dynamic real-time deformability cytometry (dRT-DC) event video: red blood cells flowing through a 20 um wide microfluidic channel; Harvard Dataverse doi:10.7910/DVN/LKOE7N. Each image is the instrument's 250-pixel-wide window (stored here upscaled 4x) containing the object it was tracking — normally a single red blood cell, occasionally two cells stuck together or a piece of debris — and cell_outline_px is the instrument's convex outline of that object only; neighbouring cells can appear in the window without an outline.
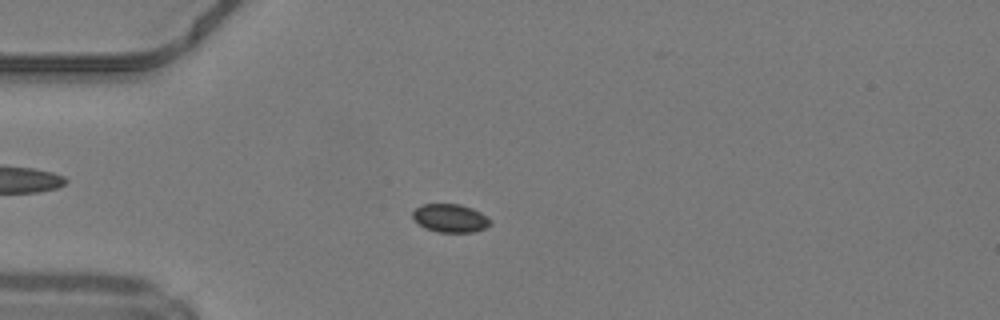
{"species": "common noctule bat (a hibernating species)", "species_latin": "Nyctalus noctula", "temperature_condition": "warm", "stored_images_in_passage": 49, "camera_frame_rate_fps": 3000, "um_per_image_px": 0.085, "animal": {"sex": "male", "body_mass_g": 19.2, "forearm_length_mm": 51.8}, "frame": {"image": 1, "passage_image": 13, "time_ms": 4.0, "image_size_px": [1000, 320], "cell_outline_px": [[492, 224], [484, 228], [472, 232], [436, 232], [424, 228], [412, 216], [412, 212], [416, 208], [424, 204], [460, 204], [472, 208], [480, 212], [492, 220]], "centroid_in_image_um": [38.29, 18.54], "position_along_channel_um": 46.7, "area_um2": 12.77}}
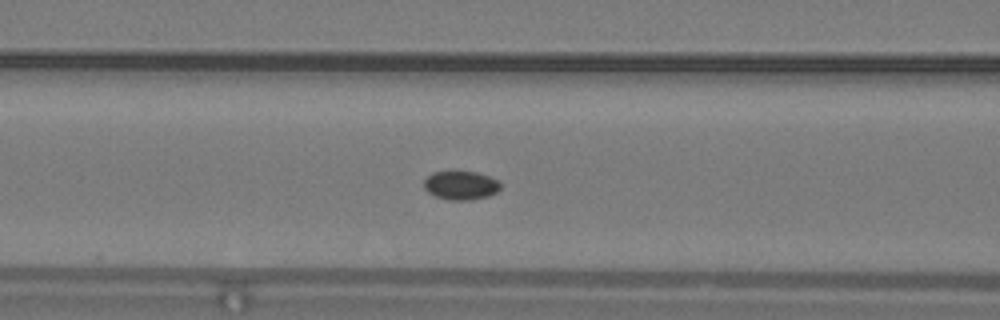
{"frame": {"image": 2, "passage_image": 20, "time_ms": 6.333, "image_size_px": [1000, 320], "cell_outline_px": [[500, 188], [496, 192], [488, 196], [468, 200], [448, 200], [436, 196], [428, 192], [424, 188], [424, 180], [432, 172], [452, 168], [476, 172], [500, 180]], "centroid_in_image_um": [39.14, 15.7], "position_along_channel_um": 127.5, "area_um2": 13.35}}
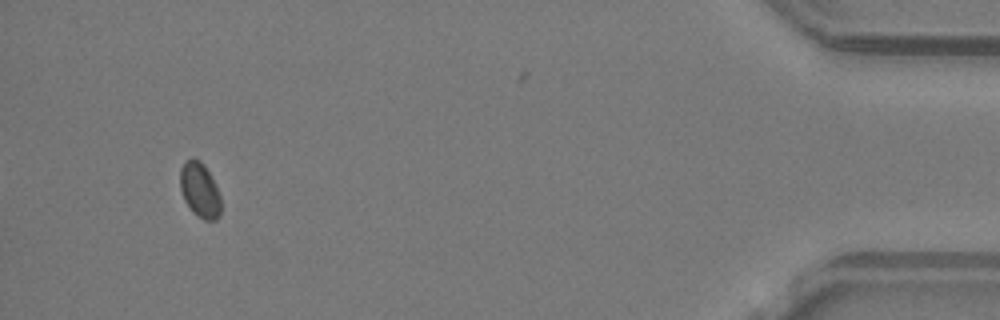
{"frame": {"image": 3, "passage_image": 46, "time_ms": 15.0, "image_size_px": [1000, 320], "cell_outline_px": [[220, 216], [216, 220], [204, 220], [192, 212], [184, 200], [180, 188], [180, 168], [184, 160], [192, 156], [200, 160], [204, 164], [220, 196]], "centroid_in_image_um": [16.95, 16.13], "position_along_channel_um": 418.3, "area_um2": 13.12}}